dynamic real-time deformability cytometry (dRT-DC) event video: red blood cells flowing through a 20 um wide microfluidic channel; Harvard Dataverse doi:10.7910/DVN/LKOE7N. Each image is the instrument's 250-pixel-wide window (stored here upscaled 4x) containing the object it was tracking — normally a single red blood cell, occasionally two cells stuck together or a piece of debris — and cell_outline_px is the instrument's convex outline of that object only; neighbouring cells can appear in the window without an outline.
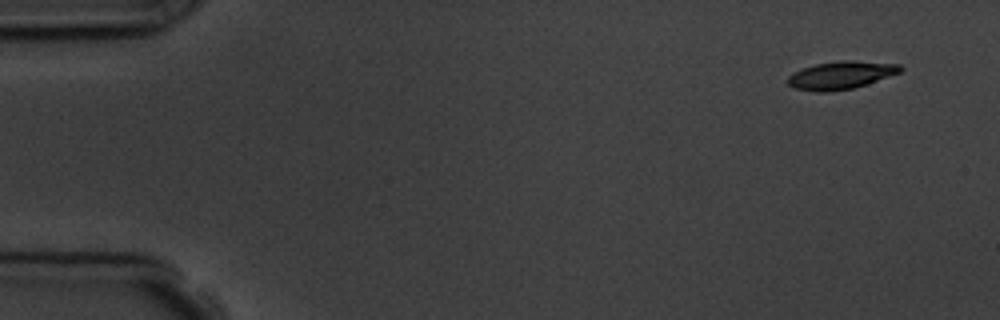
{"species": "common noctule bat (a hibernating species)", "species_latin": "Nyctalus noctula", "temperature_condition": "room temperature", "stored_images_in_passage": 7, "camera_frame_rate_fps": 3000, "um_per_image_px": 0.085, "animal": {"sex": "male", "body_mass_g": 19.5, "forearm_length_mm": 54.6}, "frame": {"image": 1, "passage_image": 1, "time_ms": 0.0, "image_size_px": [1000, 320], "cell_outline_px": [[904, 68], [900, 72], [852, 88], [832, 92], [816, 92], [796, 88], [788, 84], [788, 76], [792, 72], [816, 64], [840, 60], [852, 60], [900, 64]], "centroid_in_image_um": [71.46, 6.38], "position_along_channel_um": 13.5, "area_um2": 18.09}}
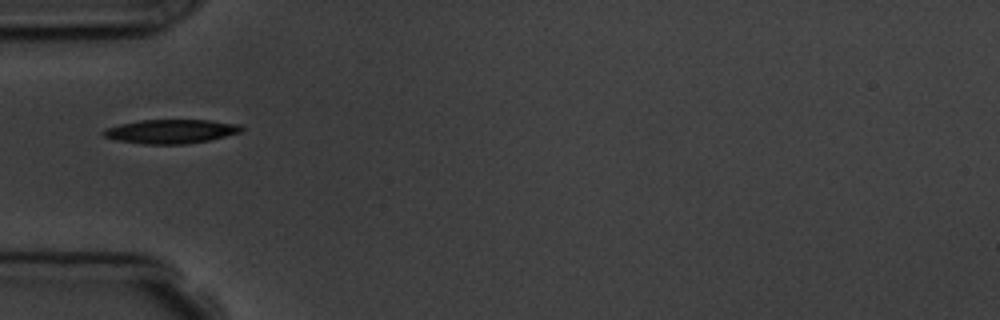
{"frame": {"image": 2, "passage_image": 5, "time_ms": 4.667, "image_size_px": [1000, 320], "cell_outline_px": [[244, 128], [240, 132], [208, 140], [184, 144], [144, 144], [116, 140], [104, 136], [100, 132], [104, 128], [120, 124], [140, 120], [212, 120], [240, 124]], "centroid_in_image_um": [14.5, 11.16], "position_along_channel_um": 70.5, "area_um2": 19.31}}